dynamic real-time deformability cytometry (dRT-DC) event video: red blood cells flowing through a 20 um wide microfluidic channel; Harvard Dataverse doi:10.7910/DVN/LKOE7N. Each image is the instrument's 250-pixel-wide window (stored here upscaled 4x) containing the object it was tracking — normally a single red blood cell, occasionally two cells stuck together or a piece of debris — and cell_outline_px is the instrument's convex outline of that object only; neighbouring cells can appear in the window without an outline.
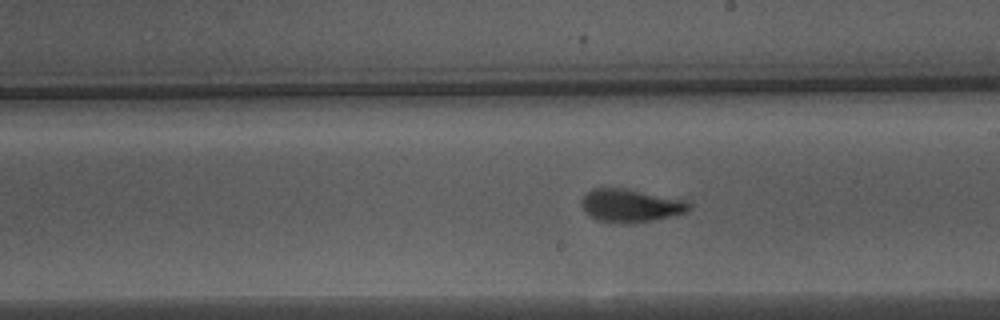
{"species": "Egyptian fruit bat (a non-hibernating species)", "species_latin": "Rousettus aegyptiacus", "temperature_condition": "warm", "stored_images_in_passage": 14, "camera_frame_rate_fps": 3000, "um_per_image_px": 0.085, "animal": {"sex": "male"}, "frame": {"image": 1, "passage_image": 12, "time_ms": 3.667, "image_size_px": [1000, 320], "cell_outline_px": [[692, 208], [684, 212], [652, 220], [620, 224], [600, 220], [592, 216], [584, 208], [584, 196], [592, 188], [620, 188], [688, 200], [692, 204]], "centroid_in_image_um": [53.66, 17.46], "position_along_channel_um": 235.3, "area_um2": 20.06}}